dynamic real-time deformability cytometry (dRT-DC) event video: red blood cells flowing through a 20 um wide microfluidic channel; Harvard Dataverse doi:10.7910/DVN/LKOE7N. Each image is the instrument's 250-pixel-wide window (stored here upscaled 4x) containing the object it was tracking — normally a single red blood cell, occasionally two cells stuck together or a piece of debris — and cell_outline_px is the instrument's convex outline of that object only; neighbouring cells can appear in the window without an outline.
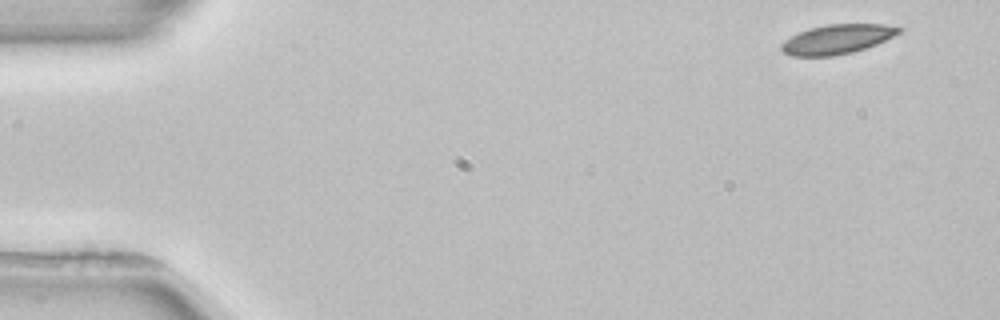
{"species": "common noctule bat (a hibernating species)", "species_latin": "Nyctalus noctula", "temperature_condition": "room temperature", "stored_images_in_passage": 4, "camera_frame_rate_fps": 3000, "um_per_image_px": 0.085, "animal": {"sex": "female", "body_mass_g": 22.7, "forearm_length_mm": 54.2}, "frame": {"image": 1, "passage_image": 1, "time_ms": 0.0, "image_size_px": [1000, 320], "cell_outline_px": [[904, 28], [900, 32], [876, 44], [852, 52], [832, 56], [792, 56], [784, 52], [780, 48], [780, 44], [784, 40], [808, 28], [828, 24], [884, 24]], "centroid_in_image_um": [71.13, 3.33], "position_along_channel_um": 13.9, "area_um2": 20.0}}
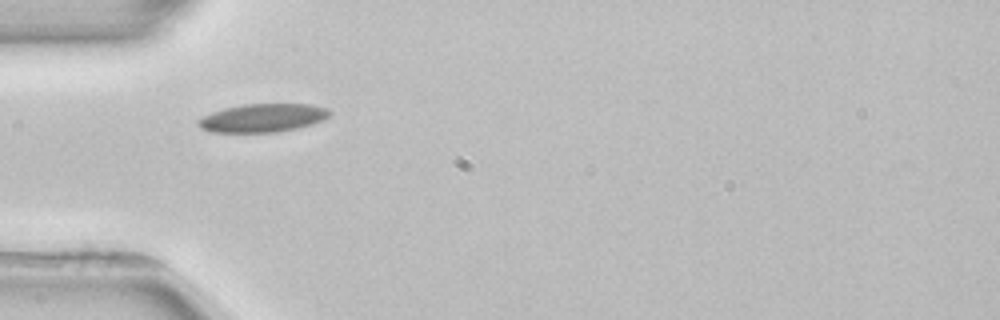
{"frame": {"image": 2, "passage_image": 4, "time_ms": 4.333, "image_size_px": [1000, 320], "cell_outline_px": [[332, 112], [328, 116], [312, 124], [296, 128], [276, 132], [208, 132], [200, 128], [196, 124], [196, 120], [212, 112], [224, 108], [244, 104], [312, 104], [328, 108]], "centroid_in_image_um": [22.3, 10.02], "position_along_channel_um": 62.7, "area_um2": 21.73}}